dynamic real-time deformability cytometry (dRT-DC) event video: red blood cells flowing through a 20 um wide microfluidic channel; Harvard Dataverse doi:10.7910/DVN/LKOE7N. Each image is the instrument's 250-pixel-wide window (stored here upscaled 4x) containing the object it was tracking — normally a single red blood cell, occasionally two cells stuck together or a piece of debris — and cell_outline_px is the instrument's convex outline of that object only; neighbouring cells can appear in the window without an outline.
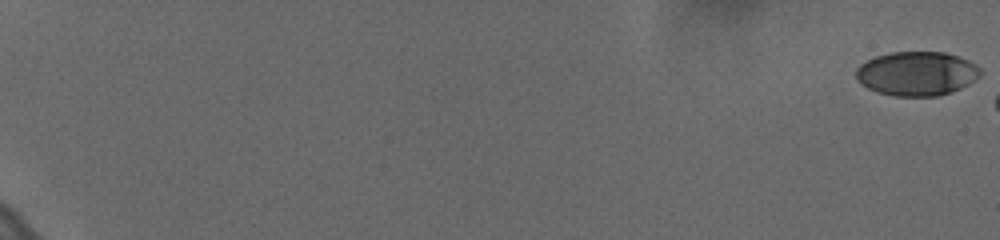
{"species": "human", "species_latin": "Homo sapiens", "temperature_condition": "cold", "stored_images_in_passage": 9, "camera_frame_rate_fps": 3000, "um_per_image_px": 0.085, "donor": {"sex": "female"}, "frame": {"image": 1, "passage_image": 1, "time_ms": 0.0, "image_size_px": [1000, 240], "cell_outline_px": [[980, 76], [968, 84], [960, 88], [936, 96], [892, 96], [876, 92], [860, 84], [856, 80], [856, 68], [860, 64], [876, 56], [892, 52], [944, 52], [968, 60], [976, 64], [980, 68]], "centroid_in_image_um": [77.89, 6.26], "position_along_channel_um": 7.1, "area_um2": 31.96}}